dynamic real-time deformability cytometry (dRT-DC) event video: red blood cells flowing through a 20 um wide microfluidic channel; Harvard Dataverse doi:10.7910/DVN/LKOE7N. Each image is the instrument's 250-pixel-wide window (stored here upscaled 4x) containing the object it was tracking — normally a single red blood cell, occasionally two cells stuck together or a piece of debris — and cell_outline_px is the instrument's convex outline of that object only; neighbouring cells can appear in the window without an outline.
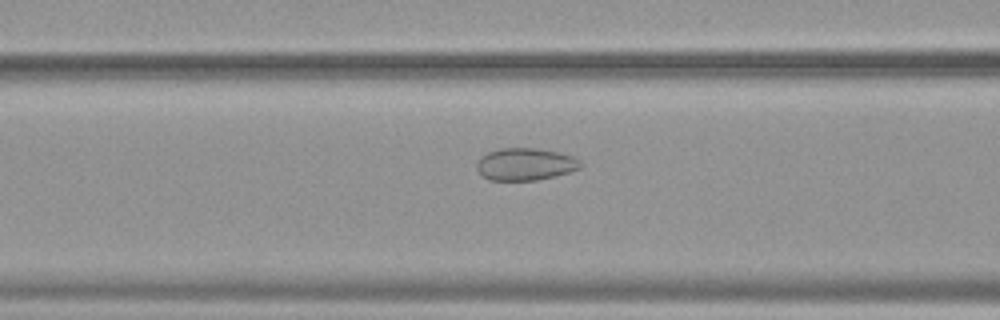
{"species": "common noctule bat (a hibernating species)", "species_latin": "Nyctalus noctula", "temperature_condition": "warm", "stored_images_in_passage": 43, "camera_frame_rate_fps": 3000, "um_per_image_px": 0.085, "animal": {"sex": "female", "body_mass_g": 19.9}, "frame": {"image": 1, "passage_image": 17, "time_ms": 5.333, "image_size_px": [1000, 320], "cell_outline_px": [[584, 164], [580, 168], [556, 176], [536, 180], [488, 180], [476, 168], [476, 164], [480, 156], [488, 152], [500, 148], [536, 148], [556, 152], [572, 156], [580, 160]], "centroid_in_image_um": [44.65, 13.95], "position_along_channel_um": 122.0, "area_um2": 19.54}}
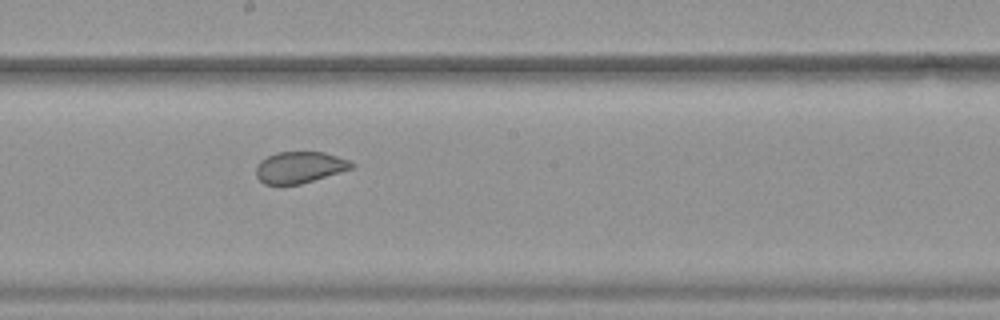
{"frame": {"image": 2, "passage_image": 25, "time_ms": 8.0, "image_size_px": [1000, 320], "cell_outline_px": [[356, 164], [352, 168], [340, 172], [300, 184], [264, 184], [256, 176], [256, 164], [260, 160], [276, 152], [324, 152], [348, 160]], "centroid_in_image_um": [25.44, 14.21], "position_along_channel_um": 222.8, "area_um2": 17.4}}
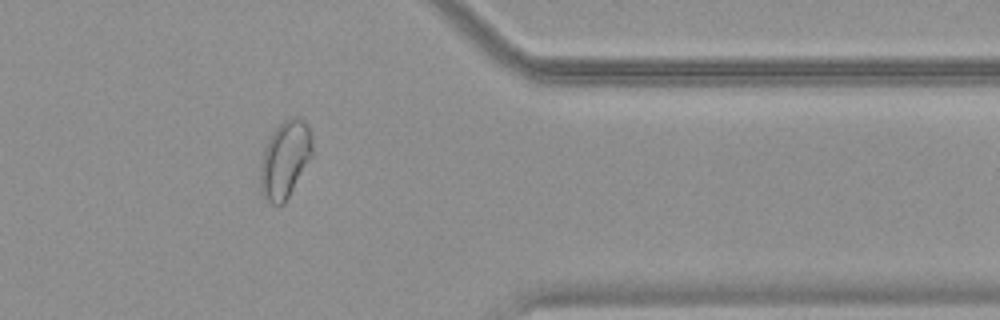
{"frame": {"image": 3, "passage_image": 39, "time_ms": 12.667, "image_size_px": [1000, 320], "cell_outline_px": [[312, 156], [284, 204], [272, 204], [264, 196], [260, 188], [260, 164], [264, 148], [272, 132], [284, 120], [292, 116], [300, 116], [308, 124], [312, 136]], "centroid_in_image_um": [24.23, 13.51], "position_along_channel_um": 387.2, "area_um2": 23.47}, "authors_computed_cell_mechanics": {"area_um2": 20.6924, "velocity_mm_per_s": 3.7931, "shape_relaxation_time_tau1_ms": null, "shape_relaxation_time_tau2_ms": 0.7646, "deformation_change_tau1": null, "deformation_change_tau2": 0.043}}